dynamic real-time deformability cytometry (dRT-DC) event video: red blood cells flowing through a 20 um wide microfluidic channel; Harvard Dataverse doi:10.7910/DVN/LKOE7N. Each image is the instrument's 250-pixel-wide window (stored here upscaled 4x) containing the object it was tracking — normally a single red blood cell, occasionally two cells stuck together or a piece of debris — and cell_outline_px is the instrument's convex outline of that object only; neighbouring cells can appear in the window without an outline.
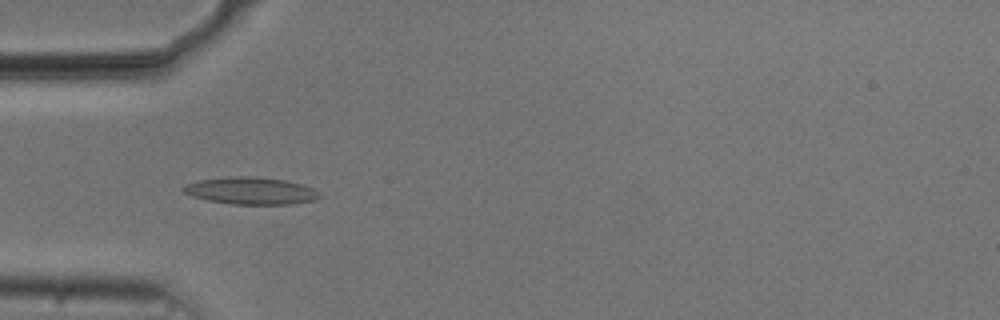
{"species": "common noctule bat (a hibernating species)", "species_latin": "Nyctalus noctula", "temperature_condition": "cold", "stored_images_in_passage": 43, "camera_frame_rate_fps": 3000, "um_per_image_px": 0.085, "animal": {"sex": "male", "body_mass_g": 20.5, "forearm_length_mm": 52.5}, "frame": {"image": 1, "passage_image": 8, "time_ms": 2.333, "image_size_px": [1000, 320], "cell_outline_px": [[324, 196], [316, 200], [292, 204], [232, 204], [208, 200], [192, 196], [184, 192], [180, 188], [184, 184], [196, 180], [224, 176], [256, 176], [284, 180], [300, 184], [312, 188], [320, 192]], "centroid_in_image_um": [21.3, 16.2], "position_along_channel_um": 63.7, "area_um2": 21.91}}
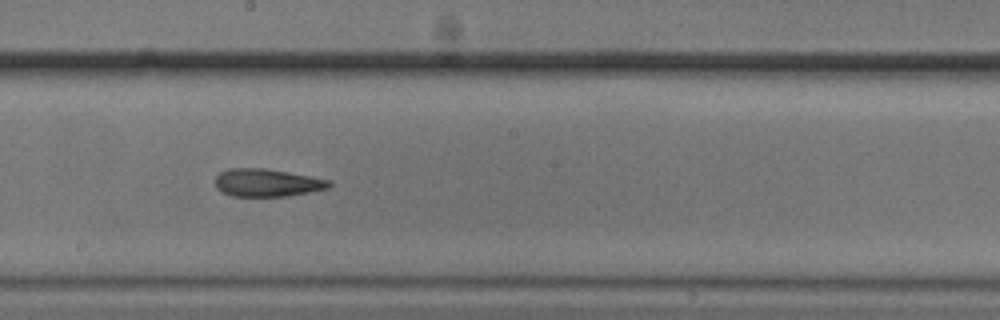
{"frame": {"image": 2, "passage_image": 21, "time_ms": 6.667, "image_size_px": [1000, 320], "cell_outline_px": [[332, 184], [328, 188], [288, 196], [232, 196], [216, 188], [216, 176], [220, 172], [228, 168], [264, 168], [288, 172], [332, 180]], "centroid_in_image_um": [22.71, 15.52], "position_along_channel_um": 225.5, "area_um2": 18.38}}
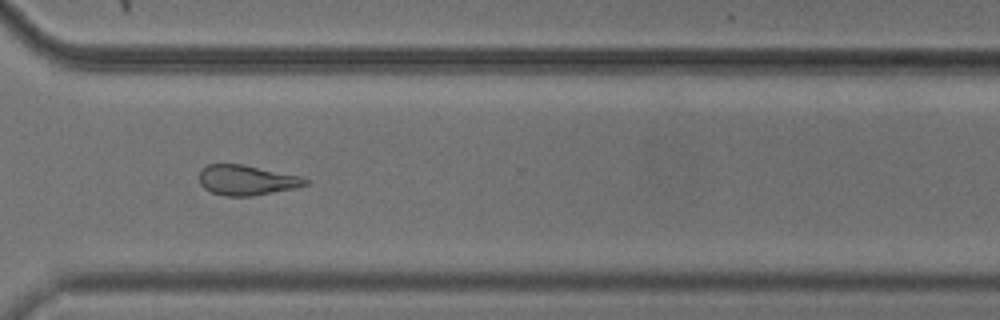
{"frame": {"image": 3, "passage_image": 31, "time_ms": 10.0, "image_size_px": [1000, 320], "cell_outline_px": [[308, 184], [292, 188], [272, 192], [248, 196], [224, 196], [212, 192], [204, 188], [200, 184], [200, 172], [208, 164], [244, 164], [304, 176], [308, 180]], "centroid_in_image_um": [20.99, 15.29], "position_along_channel_um": 349.6, "area_um2": 18.55}, "authors_computed_cell_mechanics": {"area_um2": 19.2474, "velocity_mm_per_s": 3.7389, "shape_relaxation_time_tau1_ms": null, "shape_relaxation_time_tau2_ms": 5.5393, "deformation_change_tau1": null, "deformation_change_tau2": 0.1566}}